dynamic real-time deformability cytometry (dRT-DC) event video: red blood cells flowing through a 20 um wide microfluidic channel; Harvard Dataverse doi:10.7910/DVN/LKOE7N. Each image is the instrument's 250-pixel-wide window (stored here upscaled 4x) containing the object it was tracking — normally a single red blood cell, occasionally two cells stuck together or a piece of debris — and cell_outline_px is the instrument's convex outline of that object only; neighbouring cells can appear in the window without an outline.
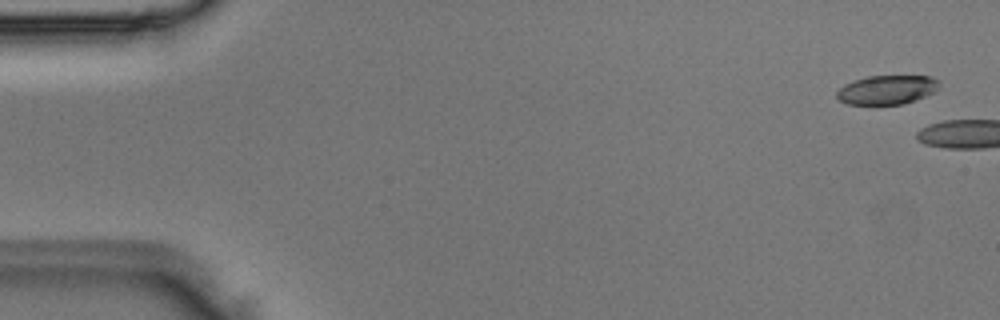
{"species": "Egyptian fruit bat (a non-hibernating species)", "species_latin": "Rousettus aegyptiacus", "temperature_condition": "room temperature", "stored_images_in_passage": 2, "camera_frame_rate_fps": 3000, "um_per_image_px": 0.085, "animal": {"sex": "male"}, "frame": {"image": 1, "passage_image": 1, "time_ms": 0.0, "image_size_px": [1000, 320], "cell_outline_px": [[940, 84], [936, 92], [904, 104], [848, 104], [840, 100], [836, 96], [836, 92], [844, 84], [868, 76], [932, 76], [940, 80]], "centroid_in_image_um": [75.44, 7.62], "position_along_channel_um": 9.6, "area_um2": 17.4}}